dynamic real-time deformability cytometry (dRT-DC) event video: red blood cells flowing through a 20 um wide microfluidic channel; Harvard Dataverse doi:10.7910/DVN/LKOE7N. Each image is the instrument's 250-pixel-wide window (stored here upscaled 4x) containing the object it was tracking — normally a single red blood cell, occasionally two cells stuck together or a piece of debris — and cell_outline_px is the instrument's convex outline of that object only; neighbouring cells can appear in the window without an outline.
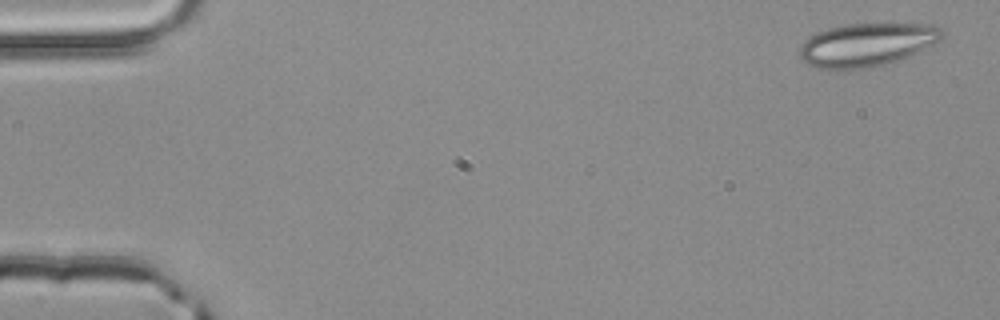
{"species": "common noctule bat (a hibernating species)", "species_latin": "Nyctalus noctula", "temperature_condition": "room temperature", "stored_images_in_passage": 41, "camera_frame_rate_fps": 3000, "um_per_image_px": 0.085, "animal": {"sex": "male", "body_mass_g": 20.4}, "frame": {"image": 1, "passage_image": 2, "time_ms": 0.333, "image_size_px": [1000, 320], "cell_outline_px": [[944, 32], [940, 40], [908, 56], [872, 68], [816, 68], [808, 64], [800, 56], [800, 48], [804, 40], [820, 32], [832, 28], [848, 24], [932, 24], [940, 28]], "centroid_in_image_um": [73.69, 3.79], "position_along_channel_um": 11.3, "area_um2": 35.08}}
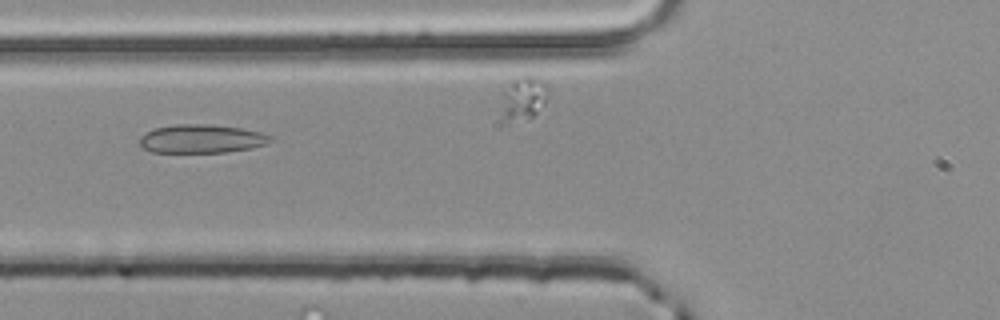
{"frame": {"image": 2, "passage_image": 20, "time_ms": 6.333, "image_size_px": [1000, 320], "cell_outline_px": [[276, 140], [268, 144], [252, 148], [224, 152], [152, 152], [140, 148], [140, 136], [156, 128], [176, 124], [212, 124], [240, 128], [260, 132], [272, 136]], "centroid_in_image_um": [17.17, 11.8], "position_along_channel_um": 108.6, "area_um2": 21.91}}
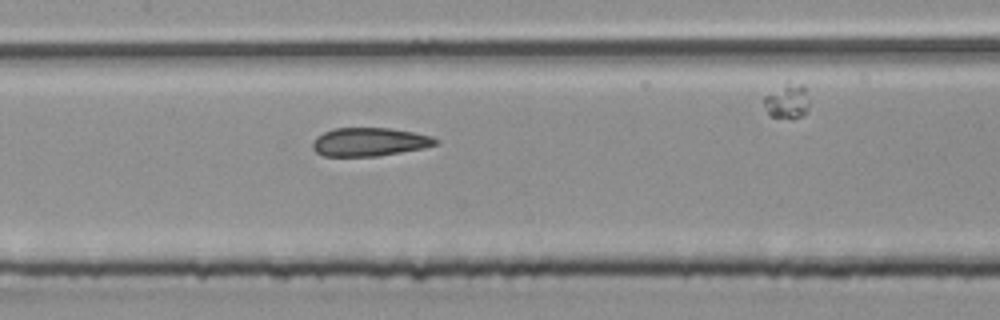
{"frame": {"image": 3, "passage_image": 25, "time_ms": 8.0, "image_size_px": [1000, 320], "cell_outline_px": [[440, 144], [424, 148], [376, 156], [324, 156], [316, 152], [312, 148], [312, 144], [316, 136], [332, 128], [388, 128], [412, 132], [432, 136], [440, 140]], "centroid_in_image_um": [31.42, 12.06], "position_along_channel_um": 176.0, "area_um2": 20.46}}